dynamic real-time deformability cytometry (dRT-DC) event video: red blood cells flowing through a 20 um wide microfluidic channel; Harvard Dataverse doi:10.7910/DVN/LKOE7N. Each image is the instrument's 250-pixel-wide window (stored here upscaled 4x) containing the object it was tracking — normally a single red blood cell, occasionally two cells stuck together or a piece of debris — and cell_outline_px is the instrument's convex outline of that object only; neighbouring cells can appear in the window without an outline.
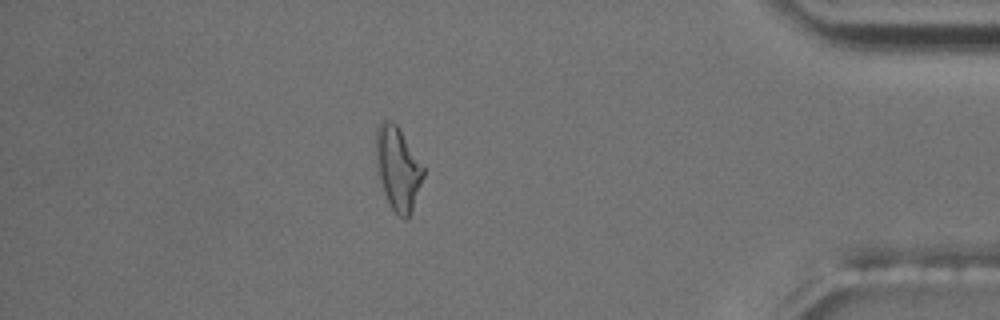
{"species": "common noctule bat (a hibernating species)", "species_latin": "Nyctalus noctula", "temperature_condition": "room temperature", "stored_images_in_passage": 50, "camera_frame_rate_fps": 3000, "um_per_image_px": 0.085, "animal": {"sex": "male", "body_mass_g": 17.5, "forearm_length_mm": 52.3}, "frame": {"image": 1, "passage_image": 43, "time_ms": 14.0, "image_size_px": [1000, 320], "cell_outline_px": [[424, 176], [408, 220], [404, 220], [392, 208], [376, 176], [376, 128], [380, 120], [392, 120], [400, 128], [424, 168]], "centroid_in_image_um": [33.79, 14.28], "position_along_channel_um": 401.4, "area_um2": 23.18}, "authors_computed_cell_mechanics": {"area_um2": 20.23, "velocity_mm_per_s": 3.7331, "shape_relaxation_time_tau1_ms": null, "shape_relaxation_time_tau2_ms": 3.8103, "deformation_change_tau1": null, "deformation_change_tau2": 0.1429}}